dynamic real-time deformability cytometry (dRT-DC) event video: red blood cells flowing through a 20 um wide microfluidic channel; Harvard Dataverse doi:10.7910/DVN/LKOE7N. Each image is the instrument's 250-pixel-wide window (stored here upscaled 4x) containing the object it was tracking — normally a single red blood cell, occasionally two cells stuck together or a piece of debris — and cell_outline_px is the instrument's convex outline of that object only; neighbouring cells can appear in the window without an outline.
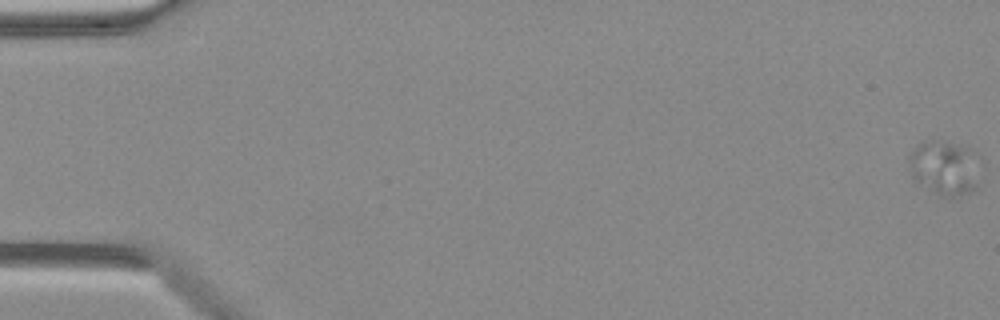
{"species": "Egyptian fruit bat (a non-hibernating species)", "species_latin": "Rousettus aegyptiacus", "temperature_condition": "warm", "stored_images_in_passage": 51, "camera_frame_rate_fps": 3000, "um_per_image_px": 0.085, "animal": {"sex": "female"}, "frame": {"image": 1, "passage_image": 1, "time_ms": 0.0, "image_size_px": [1000, 320], "cell_outline_px": [[972, 188], [968, 192], [960, 196], [948, 200], [936, 196], [916, 180], [908, 172], [908, 156], [924, 140], [932, 140], [964, 144], [972, 148]], "centroid_in_image_um": [80.12, 14.27], "position_along_channel_um": 4.9, "area_um2": 21.91}}
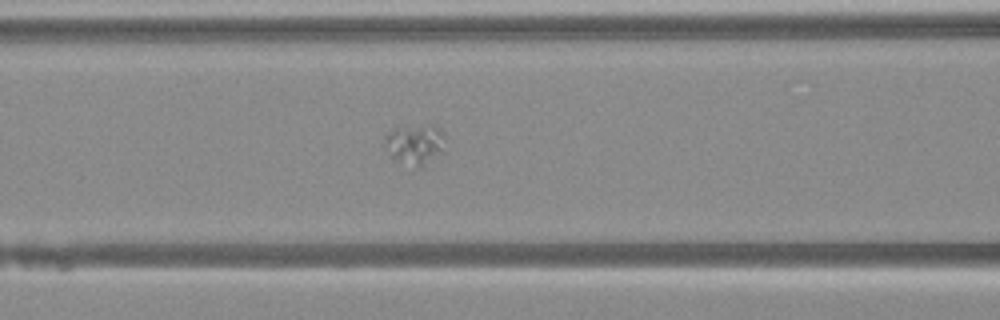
{"frame": {"image": 2, "passage_image": 22, "time_ms": 7.0, "image_size_px": [1000, 320], "cell_outline_px": [[444, 152], [420, 168], [396, 160], [392, 156], [384, 144], [384, 136], [392, 128], [400, 124], [436, 124], [444, 132]], "centroid_in_image_um": [35.29, 12.18], "position_along_channel_um": 131.3, "area_um2": 14.85}}
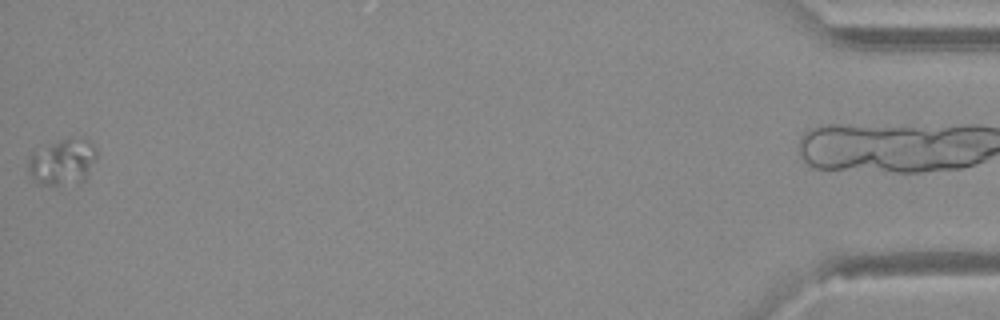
{"frame": {"image": 3, "passage_image": 50, "time_ms": 16.333, "image_size_px": [1000, 320], "cell_outline_px": [[96, 160], [84, 180], [60, 192], [36, 184], [28, 172], [28, 156], [32, 152], [48, 144], [68, 136], [72, 136], [88, 140], [96, 148]], "centroid_in_image_um": [5.28, 13.86], "position_along_channel_um": 429.9, "area_um2": 19.88}}